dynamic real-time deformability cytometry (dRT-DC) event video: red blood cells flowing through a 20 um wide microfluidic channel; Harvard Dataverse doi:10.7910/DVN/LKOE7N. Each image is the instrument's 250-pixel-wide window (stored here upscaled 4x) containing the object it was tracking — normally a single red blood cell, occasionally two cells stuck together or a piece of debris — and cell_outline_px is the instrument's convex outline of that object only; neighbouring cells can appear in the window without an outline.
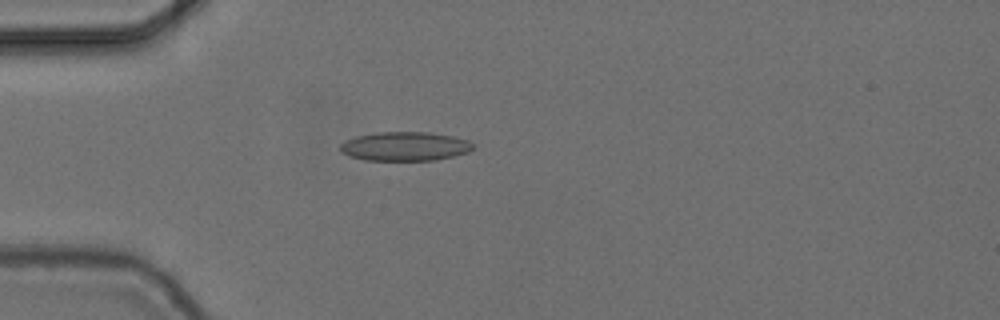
{"species": "common noctule bat (a hibernating species)", "species_latin": "Nyctalus noctula", "temperature_condition": "cold", "stored_images_in_passage": 16, "camera_frame_rate_fps": 3000, "um_per_image_px": 0.085, "animal": {"sex": "female", "body_mass_g": 24.6, "forearm_length_mm": 56.2}, "frame": {"image": 1, "passage_image": 11, "time_ms": 3.333, "image_size_px": [1000, 320], "cell_outline_px": [[472, 148], [468, 152], [436, 160], [364, 160], [348, 156], [340, 152], [340, 144], [356, 136], [380, 132], [428, 132], [452, 136], [468, 140], [472, 144]], "centroid_in_image_um": [34.39, 12.44], "position_along_channel_um": 50.6, "area_um2": 22.31}}
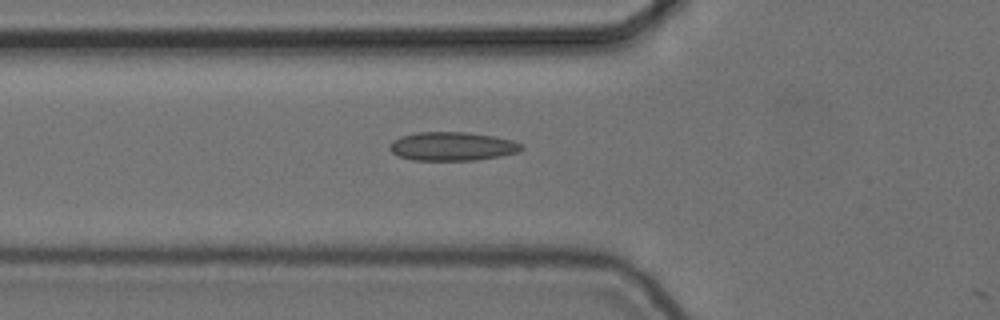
{"frame": {"image": 2, "passage_image": 15, "time_ms": 4.667, "image_size_px": [1000, 320], "cell_outline_px": [[524, 148], [520, 152], [500, 156], [476, 160], [412, 160], [400, 156], [392, 152], [388, 148], [388, 144], [392, 140], [400, 136], [416, 132], [468, 132], [496, 136], [512, 140], [524, 144]], "centroid_in_image_um": [38.46, 12.43], "position_along_channel_um": 87.3, "area_um2": 22.37}}